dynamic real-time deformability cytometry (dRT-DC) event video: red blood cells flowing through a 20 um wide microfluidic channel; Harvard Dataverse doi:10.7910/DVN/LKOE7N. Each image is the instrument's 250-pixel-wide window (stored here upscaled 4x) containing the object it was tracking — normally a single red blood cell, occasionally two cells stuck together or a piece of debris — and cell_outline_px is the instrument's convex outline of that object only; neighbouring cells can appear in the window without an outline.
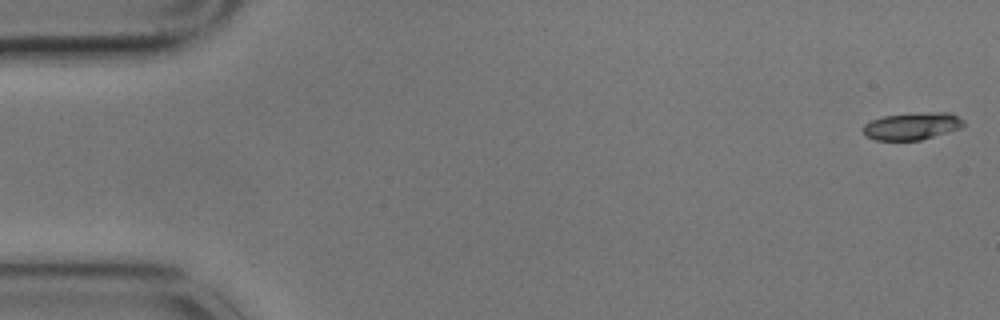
{"species": "common noctule bat (a hibernating species)", "species_latin": "Nyctalus noctula", "temperature_condition": "cold", "stored_images_in_passage": 15, "camera_frame_rate_fps": 3000, "um_per_image_px": 0.085, "animal": {"sex": "male", "body_mass_g": 17.9}, "frame": {"image": 1, "passage_image": 1, "time_ms": 0.0, "image_size_px": [1000, 320], "cell_outline_px": [[964, 124], [960, 128], [948, 132], [920, 140], [876, 140], [864, 136], [864, 124], [872, 120], [884, 116], [936, 112], [952, 112], [964, 120]], "centroid_in_image_um": [77.54, 10.72], "position_along_channel_um": 7.5, "area_um2": 15.78}}
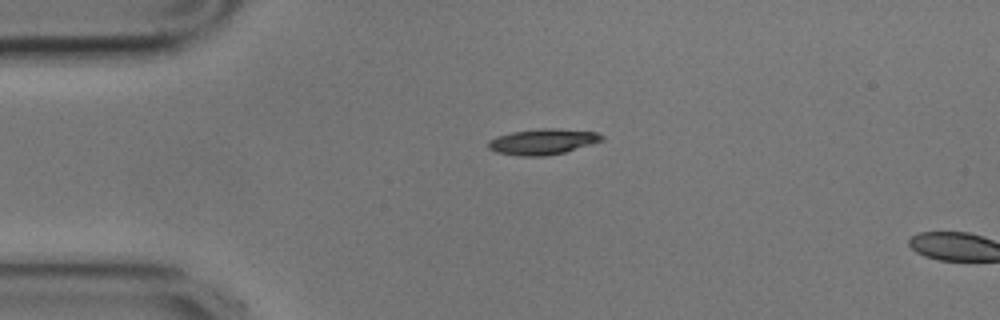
{"frame": {"image": 2, "passage_image": 13, "time_ms": 4.0, "image_size_px": [1000, 320], "cell_outline_px": [[604, 140], [564, 152], [544, 156], [520, 156], [496, 152], [488, 148], [488, 140], [496, 136], [508, 132], [540, 128], [556, 128], [596, 132], [604, 136]], "centroid_in_image_um": [46.09, 12.03], "position_along_channel_um": 38.9, "area_um2": 17.11}}